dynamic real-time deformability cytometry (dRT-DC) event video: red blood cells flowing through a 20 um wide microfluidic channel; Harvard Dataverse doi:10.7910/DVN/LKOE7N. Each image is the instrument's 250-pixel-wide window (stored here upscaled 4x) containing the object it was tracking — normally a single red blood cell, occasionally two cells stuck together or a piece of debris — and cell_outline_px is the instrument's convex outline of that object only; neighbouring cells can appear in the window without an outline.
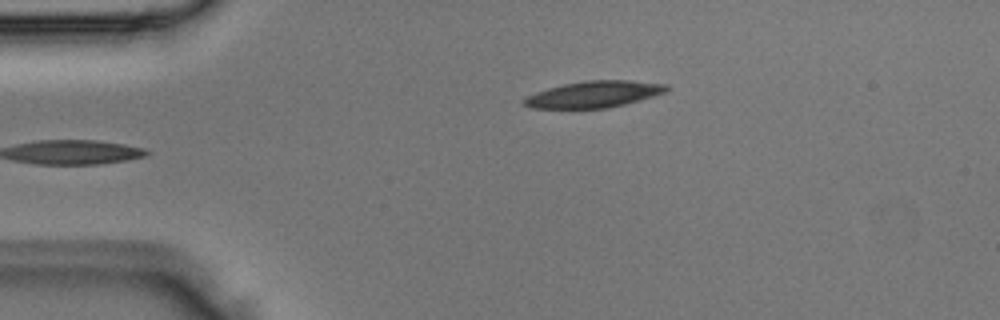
{"species": "Egyptian fruit bat (a non-hibernating species)", "species_latin": "Rousettus aegyptiacus", "temperature_condition": "room temperature", "stored_images_in_passage": 4, "camera_frame_rate_fps": 3000, "um_per_image_px": 0.085, "animal": {"sex": "male"}, "frame": {"image": 1, "passage_image": 4, "time_ms": 1.0, "image_size_px": [1000, 320], "cell_outline_px": [[668, 88], [664, 92], [640, 100], [608, 108], [532, 108], [520, 104], [520, 100], [536, 92], [548, 88], [564, 84], [584, 80], [628, 80], [668, 84]], "centroid_in_image_um": [50.44, 8.01], "position_along_channel_um": 34.6, "area_um2": 21.96}}